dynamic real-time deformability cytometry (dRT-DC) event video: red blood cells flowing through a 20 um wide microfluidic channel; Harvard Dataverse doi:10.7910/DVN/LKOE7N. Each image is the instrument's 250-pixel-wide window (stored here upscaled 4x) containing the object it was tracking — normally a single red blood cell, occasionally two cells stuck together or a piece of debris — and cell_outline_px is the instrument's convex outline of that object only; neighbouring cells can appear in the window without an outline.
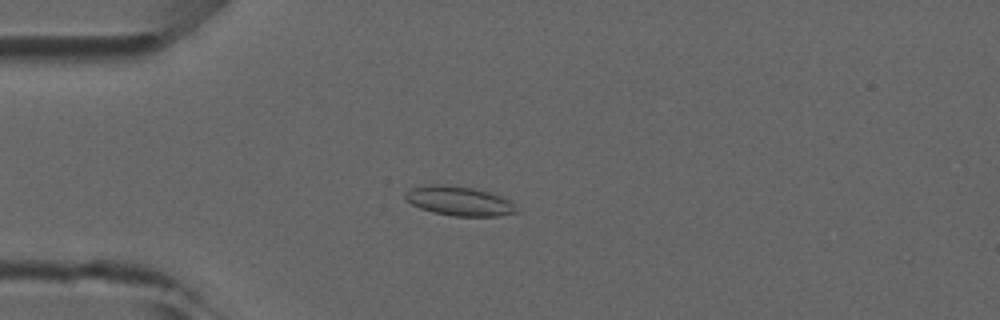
{"species": "common noctule bat (a hibernating species)", "species_latin": "Nyctalus noctula", "temperature_condition": "room temperature", "stored_images_in_passage": 5, "camera_frame_rate_fps": 3000, "um_per_image_px": 0.085, "animal": {"sex": "male", "forearm_length_mm": 52.5}, "frame": {"image": 1, "passage_image": 4, "time_ms": 3.333, "image_size_px": [1000, 320], "cell_outline_px": [[516, 212], [500, 216], [452, 216], [432, 212], [420, 208], [404, 200], [404, 192], [412, 188], [432, 184], [440, 184], [472, 188], [488, 192], [500, 196], [508, 200], [516, 208]], "centroid_in_image_um": [38.96, 17.09], "position_along_channel_um": 46.0, "area_um2": 18.84}}